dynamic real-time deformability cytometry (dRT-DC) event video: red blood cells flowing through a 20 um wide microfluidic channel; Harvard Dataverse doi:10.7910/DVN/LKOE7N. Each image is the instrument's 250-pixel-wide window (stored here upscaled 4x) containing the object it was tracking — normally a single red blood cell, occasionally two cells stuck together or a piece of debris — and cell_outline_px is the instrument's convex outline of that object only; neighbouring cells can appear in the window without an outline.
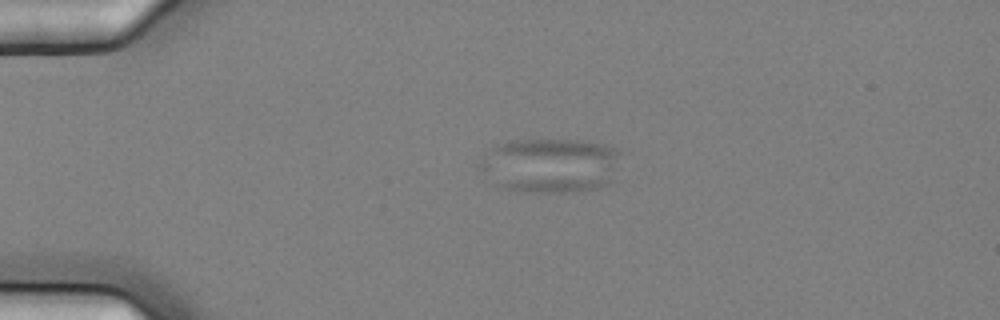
{"species": "common noctule bat (a hibernating species)", "species_latin": "Nyctalus noctula", "temperature_condition": "cold", "stored_images_in_passage": 4, "camera_frame_rate_fps": 3000, "um_per_image_px": 0.085, "animal": {"sex": "female", "body_mass_g": 25.1}, "frame": {"image": 1, "passage_image": 3, "time_ms": 0.667, "image_size_px": [1000, 320], "cell_outline_px": [[620, 152], [612, 180], [600, 188], [564, 192], [524, 192], [496, 188], [476, 164], [476, 160], [488, 148], [504, 140], [588, 140], [604, 144], [616, 148]], "centroid_in_image_um": [46.66, 14.04], "position_along_channel_um": 38.3, "area_um2": 45.95}}